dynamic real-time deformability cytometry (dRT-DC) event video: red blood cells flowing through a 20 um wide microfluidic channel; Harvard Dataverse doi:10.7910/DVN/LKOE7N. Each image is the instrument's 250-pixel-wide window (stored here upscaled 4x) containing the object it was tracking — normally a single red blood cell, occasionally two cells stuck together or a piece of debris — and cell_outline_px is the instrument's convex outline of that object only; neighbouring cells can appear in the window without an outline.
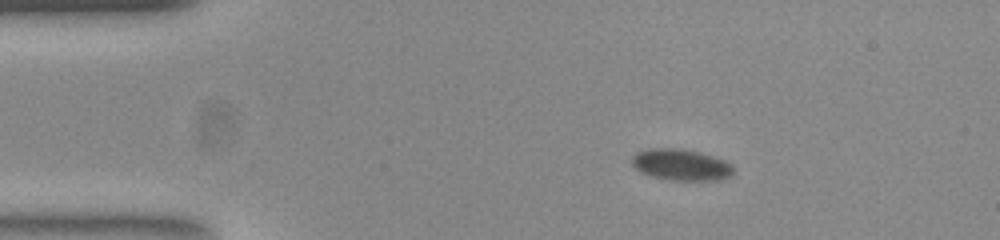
{"species": "common noctule bat (a hibernating species)", "species_latin": "Nyctalus noctula", "temperature_condition": "room temperature", "stored_images_in_passage": 48, "camera_frame_rate_fps": 3000, "um_per_image_px": 0.085, "animal": {"sex": "female", "body_mass_g": 23.0, "forearm_length_mm": 53.4}, "frame": {"image": 1, "passage_image": 1, "time_ms": 0.0, "image_size_px": [1000, 240], "cell_outline_px": [[732, 172], [728, 176], [712, 180], [676, 180], [656, 176], [644, 172], [636, 168], [632, 164], [632, 160], [640, 152], [652, 148], [672, 148], [696, 152], [724, 160], [732, 168]], "centroid_in_image_um": [57.89, 14.0], "position_along_channel_um": 27.1, "area_um2": 17.4}}
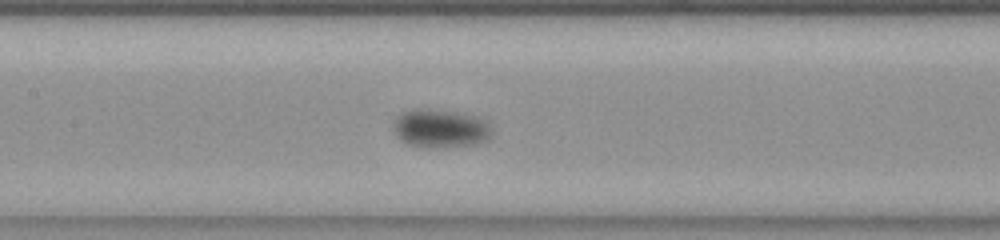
{"frame": {"image": 2, "passage_image": 18, "time_ms": 5.667, "image_size_px": [1000, 240], "cell_outline_px": [[488, 140], [476, 144], [444, 148], [428, 148], [404, 144], [396, 136], [396, 116], [400, 112], [412, 108], [440, 108], [476, 116], [488, 128]], "centroid_in_image_um": [37.34, 10.91], "position_along_channel_um": 170.1, "area_um2": 22.2}}
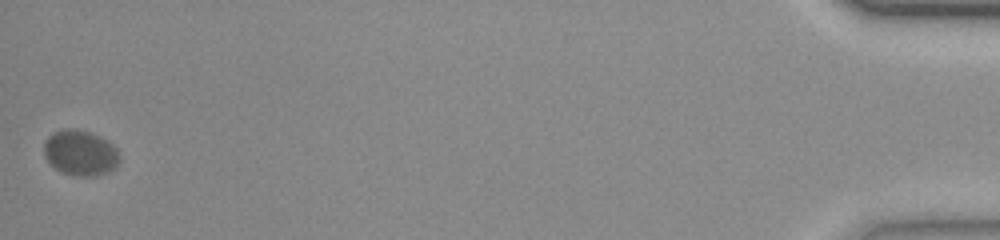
{"frame": {"image": 3, "passage_image": 48, "time_ms": 15.667, "image_size_px": [1000, 240], "cell_outline_px": [[120, 160], [108, 172], [96, 176], [80, 176], [64, 172], [56, 168], [44, 156], [44, 144], [48, 136], [64, 128], [76, 128], [88, 132], [112, 144], [116, 148], [120, 156]], "centroid_in_image_um": [6.82, 12.99], "position_along_channel_um": 428.4, "area_um2": 19.59}, "authors_computed_cell_mechanics": {"area_um2": 19.5075, "velocity_mm_per_s": 3.597, "shape_relaxation_time_tau1_ms": 2.1077, "shape_relaxation_time_tau2_ms": null, "deformation_change_tau1": 0.081, "deformation_change_tau2": null}}